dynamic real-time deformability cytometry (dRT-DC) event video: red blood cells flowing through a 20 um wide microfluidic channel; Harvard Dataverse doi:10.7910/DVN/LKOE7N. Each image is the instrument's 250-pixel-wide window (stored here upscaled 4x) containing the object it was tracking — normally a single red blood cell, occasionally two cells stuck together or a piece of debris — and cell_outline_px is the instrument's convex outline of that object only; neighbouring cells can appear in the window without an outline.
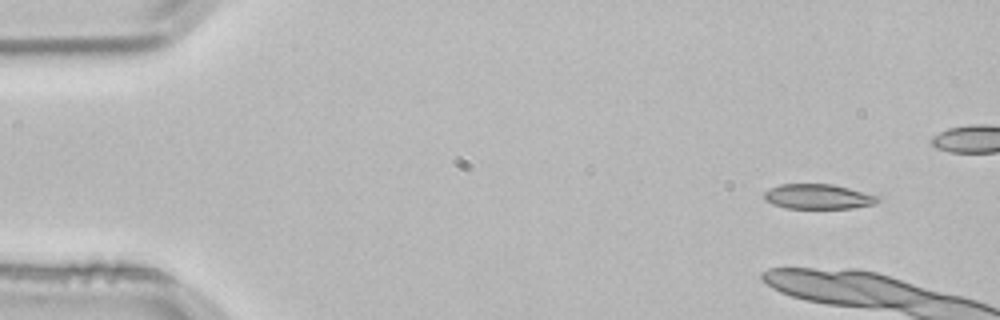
{"species": "common noctule bat (a hibernating species)", "species_latin": "Nyctalus noctula", "temperature_condition": "room temperature", "stored_images_in_passage": 5, "camera_frame_rate_fps": 3000, "um_per_image_px": 0.085, "animal": {"sex": "male", "body_mass_g": 21.5, "forearm_length_mm": 52.0}, "frame": {"image": 1, "passage_image": 1, "time_ms": 0.0, "image_size_px": [1000, 320], "cell_outline_px": [[880, 200], [876, 204], [852, 208], [784, 208], [772, 204], [764, 200], [764, 192], [780, 184], [832, 184], [880, 196]], "centroid_in_image_um": [69.55, 16.72], "position_along_channel_um": 15.4, "area_um2": 16.53}}